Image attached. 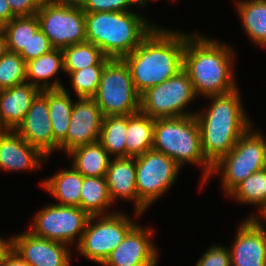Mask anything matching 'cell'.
Listing matches in <instances>:
<instances>
[{
  "label": "cell",
  "mask_w": 266,
  "mask_h": 266,
  "mask_svg": "<svg viewBox=\"0 0 266 266\" xmlns=\"http://www.w3.org/2000/svg\"><path fill=\"white\" fill-rule=\"evenodd\" d=\"M185 44L186 32L155 26L133 52L122 58L139 94L183 69Z\"/></svg>",
  "instance_id": "cell-1"
},
{
  "label": "cell",
  "mask_w": 266,
  "mask_h": 266,
  "mask_svg": "<svg viewBox=\"0 0 266 266\" xmlns=\"http://www.w3.org/2000/svg\"><path fill=\"white\" fill-rule=\"evenodd\" d=\"M233 47L202 34L186 33L183 69L197 96L228 94L238 88L233 69Z\"/></svg>",
  "instance_id": "cell-2"
},
{
  "label": "cell",
  "mask_w": 266,
  "mask_h": 266,
  "mask_svg": "<svg viewBox=\"0 0 266 266\" xmlns=\"http://www.w3.org/2000/svg\"><path fill=\"white\" fill-rule=\"evenodd\" d=\"M240 94L237 88L228 94L208 96L210 105L194 115L200 128L203 155L212 166L234 148L253 124Z\"/></svg>",
  "instance_id": "cell-3"
},
{
  "label": "cell",
  "mask_w": 266,
  "mask_h": 266,
  "mask_svg": "<svg viewBox=\"0 0 266 266\" xmlns=\"http://www.w3.org/2000/svg\"><path fill=\"white\" fill-rule=\"evenodd\" d=\"M155 26L134 11L85 12L86 41L111 59L133 52Z\"/></svg>",
  "instance_id": "cell-4"
},
{
  "label": "cell",
  "mask_w": 266,
  "mask_h": 266,
  "mask_svg": "<svg viewBox=\"0 0 266 266\" xmlns=\"http://www.w3.org/2000/svg\"><path fill=\"white\" fill-rule=\"evenodd\" d=\"M153 150L184 164L202 166L201 188L211 178L213 166L205 159L198 122L194 115L155 119Z\"/></svg>",
  "instance_id": "cell-5"
},
{
  "label": "cell",
  "mask_w": 266,
  "mask_h": 266,
  "mask_svg": "<svg viewBox=\"0 0 266 266\" xmlns=\"http://www.w3.org/2000/svg\"><path fill=\"white\" fill-rule=\"evenodd\" d=\"M253 125L242 134L234 148L213 165L211 177L221 172L225 195L252 173L266 167V138L253 129Z\"/></svg>",
  "instance_id": "cell-6"
},
{
  "label": "cell",
  "mask_w": 266,
  "mask_h": 266,
  "mask_svg": "<svg viewBox=\"0 0 266 266\" xmlns=\"http://www.w3.org/2000/svg\"><path fill=\"white\" fill-rule=\"evenodd\" d=\"M92 98L103 117L132 115L140 111V94L123 59H110L106 63L97 92Z\"/></svg>",
  "instance_id": "cell-7"
},
{
  "label": "cell",
  "mask_w": 266,
  "mask_h": 266,
  "mask_svg": "<svg viewBox=\"0 0 266 266\" xmlns=\"http://www.w3.org/2000/svg\"><path fill=\"white\" fill-rule=\"evenodd\" d=\"M36 16L41 31L55 49L86 41L85 12L79 3L45 0Z\"/></svg>",
  "instance_id": "cell-8"
},
{
  "label": "cell",
  "mask_w": 266,
  "mask_h": 266,
  "mask_svg": "<svg viewBox=\"0 0 266 266\" xmlns=\"http://www.w3.org/2000/svg\"><path fill=\"white\" fill-rule=\"evenodd\" d=\"M123 213L117 211L109 215L90 216L76 251L102 265L138 224Z\"/></svg>",
  "instance_id": "cell-9"
},
{
  "label": "cell",
  "mask_w": 266,
  "mask_h": 266,
  "mask_svg": "<svg viewBox=\"0 0 266 266\" xmlns=\"http://www.w3.org/2000/svg\"><path fill=\"white\" fill-rule=\"evenodd\" d=\"M197 97L187 72L182 69L168 80L140 94V111L153 119L195 115L185 110Z\"/></svg>",
  "instance_id": "cell-10"
},
{
  "label": "cell",
  "mask_w": 266,
  "mask_h": 266,
  "mask_svg": "<svg viewBox=\"0 0 266 266\" xmlns=\"http://www.w3.org/2000/svg\"><path fill=\"white\" fill-rule=\"evenodd\" d=\"M89 217L80 207L51 203L36 213L28 231L37 237L68 246L75 242L77 246Z\"/></svg>",
  "instance_id": "cell-11"
},
{
  "label": "cell",
  "mask_w": 266,
  "mask_h": 266,
  "mask_svg": "<svg viewBox=\"0 0 266 266\" xmlns=\"http://www.w3.org/2000/svg\"><path fill=\"white\" fill-rule=\"evenodd\" d=\"M135 163L137 197L149 208L172 188L181 167L173 159L153 149L136 156Z\"/></svg>",
  "instance_id": "cell-12"
},
{
  "label": "cell",
  "mask_w": 266,
  "mask_h": 266,
  "mask_svg": "<svg viewBox=\"0 0 266 266\" xmlns=\"http://www.w3.org/2000/svg\"><path fill=\"white\" fill-rule=\"evenodd\" d=\"M154 229L137 224L112 251L103 266H158L159 250L151 240Z\"/></svg>",
  "instance_id": "cell-13"
},
{
  "label": "cell",
  "mask_w": 266,
  "mask_h": 266,
  "mask_svg": "<svg viewBox=\"0 0 266 266\" xmlns=\"http://www.w3.org/2000/svg\"><path fill=\"white\" fill-rule=\"evenodd\" d=\"M102 119L101 110L93 98H77L66 139L59 145V151L67 154L77 147L98 142Z\"/></svg>",
  "instance_id": "cell-14"
},
{
  "label": "cell",
  "mask_w": 266,
  "mask_h": 266,
  "mask_svg": "<svg viewBox=\"0 0 266 266\" xmlns=\"http://www.w3.org/2000/svg\"><path fill=\"white\" fill-rule=\"evenodd\" d=\"M11 248L31 266H72L70 246L40 238L30 231L10 236Z\"/></svg>",
  "instance_id": "cell-15"
},
{
  "label": "cell",
  "mask_w": 266,
  "mask_h": 266,
  "mask_svg": "<svg viewBox=\"0 0 266 266\" xmlns=\"http://www.w3.org/2000/svg\"><path fill=\"white\" fill-rule=\"evenodd\" d=\"M15 131L48 158L54 153V135L49 117L47 89L41 90L33 99L30 109Z\"/></svg>",
  "instance_id": "cell-16"
},
{
  "label": "cell",
  "mask_w": 266,
  "mask_h": 266,
  "mask_svg": "<svg viewBox=\"0 0 266 266\" xmlns=\"http://www.w3.org/2000/svg\"><path fill=\"white\" fill-rule=\"evenodd\" d=\"M229 248L231 266H266V226L244 219Z\"/></svg>",
  "instance_id": "cell-17"
},
{
  "label": "cell",
  "mask_w": 266,
  "mask_h": 266,
  "mask_svg": "<svg viewBox=\"0 0 266 266\" xmlns=\"http://www.w3.org/2000/svg\"><path fill=\"white\" fill-rule=\"evenodd\" d=\"M48 159L15 130H0V171L37 170Z\"/></svg>",
  "instance_id": "cell-18"
},
{
  "label": "cell",
  "mask_w": 266,
  "mask_h": 266,
  "mask_svg": "<svg viewBox=\"0 0 266 266\" xmlns=\"http://www.w3.org/2000/svg\"><path fill=\"white\" fill-rule=\"evenodd\" d=\"M135 157L113 158L107 169L106 179L111 200L132 201L135 217L142 215L147 208L138 200L136 188ZM138 216V217H137Z\"/></svg>",
  "instance_id": "cell-19"
},
{
  "label": "cell",
  "mask_w": 266,
  "mask_h": 266,
  "mask_svg": "<svg viewBox=\"0 0 266 266\" xmlns=\"http://www.w3.org/2000/svg\"><path fill=\"white\" fill-rule=\"evenodd\" d=\"M40 91L29 82L3 89L0 98V130H15Z\"/></svg>",
  "instance_id": "cell-20"
},
{
  "label": "cell",
  "mask_w": 266,
  "mask_h": 266,
  "mask_svg": "<svg viewBox=\"0 0 266 266\" xmlns=\"http://www.w3.org/2000/svg\"><path fill=\"white\" fill-rule=\"evenodd\" d=\"M64 73L62 49H52L50 52L26 62V80L40 90L64 88L60 79L55 78L59 71Z\"/></svg>",
  "instance_id": "cell-21"
},
{
  "label": "cell",
  "mask_w": 266,
  "mask_h": 266,
  "mask_svg": "<svg viewBox=\"0 0 266 266\" xmlns=\"http://www.w3.org/2000/svg\"><path fill=\"white\" fill-rule=\"evenodd\" d=\"M83 176L73 167L59 170L41 182L45 191L55 197L58 205L80 207Z\"/></svg>",
  "instance_id": "cell-22"
},
{
  "label": "cell",
  "mask_w": 266,
  "mask_h": 266,
  "mask_svg": "<svg viewBox=\"0 0 266 266\" xmlns=\"http://www.w3.org/2000/svg\"><path fill=\"white\" fill-rule=\"evenodd\" d=\"M49 117L54 135V151L66 139L74 102L66 88L47 89Z\"/></svg>",
  "instance_id": "cell-23"
},
{
  "label": "cell",
  "mask_w": 266,
  "mask_h": 266,
  "mask_svg": "<svg viewBox=\"0 0 266 266\" xmlns=\"http://www.w3.org/2000/svg\"><path fill=\"white\" fill-rule=\"evenodd\" d=\"M67 155L73 159L72 167L86 177L106 176L112 159L99 142L77 147Z\"/></svg>",
  "instance_id": "cell-24"
},
{
  "label": "cell",
  "mask_w": 266,
  "mask_h": 266,
  "mask_svg": "<svg viewBox=\"0 0 266 266\" xmlns=\"http://www.w3.org/2000/svg\"><path fill=\"white\" fill-rule=\"evenodd\" d=\"M155 119L141 111L127 115L126 157H136L153 147Z\"/></svg>",
  "instance_id": "cell-25"
},
{
  "label": "cell",
  "mask_w": 266,
  "mask_h": 266,
  "mask_svg": "<svg viewBox=\"0 0 266 266\" xmlns=\"http://www.w3.org/2000/svg\"><path fill=\"white\" fill-rule=\"evenodd\" d=\"M236 10L248 38L266 48V0H236Z\"/></svg>",
  "instance_id": "cell-26"
},
{
  "label": "cell",
  "mask_w": 266,
  "mask_h": 266,
  "mask_svg": "<svg viewBox=\"0 0 266 266\" xmlns=\"http://www.w3.org/2000/svg\"><path fill=\"white\" fill-rule=\"evenodd\" d=\"M112 205L114 204L109 195L106 176H83L80 208L89 216H99L115 213L116 211L108 212V208L110 209Z\"/></svg>",
  "instance_id": "cell-27"
},
{
  "label": "cell",
  "mask_w": 266,
  "mask_h": 266,
  "mask_svg": "<svg viewBox=\"0 0 266 266\" xmlns=\"http://www.w3.org/2000/svg\"><path fill=\"white\" fill-rule=\"evenodd\" d=\"M127 115L105 116L102 119L99 143L112 158L126 157Z\"/></svg>",
  "instance_id": "cell-28"
},
{
  "label": "cell",
  "mask_w": 266,
  "mask_h": 266,
  "mask_svg": "<svg viewBox=\"0 0 266 266\" xmlns=\"http://www.w3.org/2000/svg\"><path fill=\"white\" fill-rule=\"evenodd\" d=\"M7 39L8 51L20 53L28 51L30 39L40 29L36 15L15 17L2 27Z\"/></svg>",
  "instance_id": "cell-29"
},
{
  "label": "cell",
  "mask_w": 266,
  "mask_h": 266,
  "mask_svg": "<svg viewBox=\"0 0 266 266\" xmlns=\"http://www.w3.org/2000/svg\"><path fill=\"white\" fill-rule=\"evenodd\" d=\"M227 196L241 204L257 206L260 210L266 204V167L252 173Z\"/></svg>",
  "instance_id": "cell-30"
},
{
  "label": "cell",
  "mask_w": 266,
  "mask_h": 266,
  "mask_svg": "<svg viewBox=\"0 0 266 266\" xmlns=\"http://www.w3.org/2000/svg\"><path fill=\"white\" fill-rule=\"evenodd\" d=\"M64 73L78 71L88 66L97 65L105 55L96 45L82 42L62 49Z\"/></svg>",
  "instance_id": "cell-31"
},
{
  "label": "cell",
  "mask_w": 266,
  "mask_h": 266,
  "mask_svg": "<svg viewBox=\"0 0 266 266\" xmlns=\"http://www.w3.org/2000/svg\"><path fill=\"white\" fill-rule=\"evenodd\" d=\"M109 57H104L97 65L88 66L87 68L70 72V80L77 98H92L100 84L102 71L106 63L110 60Z\"/></svg>",
  "instance_id": "cell-32"
},
{
  "label": "cell",
  "mask_w": 266,
  "mask_h": 266,
  "mask_svg": "<svg viewBox=\"0 0 266 266\" xmlns=\"http://www.w3.org/2000/svg\"><path fill=\"white\" fill-rule=\"evenodd\" d=\"M27 82L26 62L18 54L8 51L0 58V89L11 88Z\"/></svg>",
  "instance_id": "cell-33"
},
{
  "label": "cell",
  "mask_w": 266,
  "mask_h": 266,
  "mask_svg": "<svg viewBox=\"0 0 266 266\" xmlns=\"http://www.w3.org/2000/svg\"><path fill=\"white\" fill-rule=\"evenodd\" d=\"M84 12H128V7L136 5L144 8L143 0H81Z\"/></svg>",
  "instance_id": "cell-34"
},
{
  "label": "cell",
  "mask_w": 266,
  "mask_h": 266,
  "mask_svg": "<svg viewBox=\"0 0 266 266\" xmlns=\"http://www.w3.org/2000/svg\"><path fill=\"white\" fill-rule=\"evenodd\" d=\"M196 266H231L229 248L222 244L211 245L199 258Z\"/></svg>",
  "instance_id": "cell-35"
},
{
  "label": "cell",
  "mask_w": 266,
  "mask_h": 266,
  "mask_svg": "<svg viewBox=\"0 0 266 266\" xmlns=\"http://www.w3.org/2000/svg\"><path fill=\"white\" fill-rule=\"evenodd\" d=\"M54 49L47 38V36L39 29L34 33L30 42L28 43V51H21L19 55L28 62L34 58L46 54Z\"/></svg>",
  "instance_id": "cell-36"
},
{
  "label": "cell",
  "mask_w": 266,
  "mask_h": 266,
  "mask_svg": "<svg viewBox=\"0 0 266 266\" xmlns=\"http://www.w3.org/2000/svg\"><path fill=\"white\" fill-rule=\"evenodd\" d=\"M16 17L36 15L45 0H7Z\"/></svg>",
  "instance_id": "cell-37"
},
{
  "label": "cell",
  "mask_w": 266,
  "mask_h": 266,
  "mask_svg": "<svg viewBox=\"0 0 266 266\" xmlns=\"http://www.w3.org/2000/svg\"><path fill=\"white\" fill-rule=\"evenodd\" d=\"M0 266H31L23 260L12 248L0 259Z\"/></svg>",
  "instance_id": "cell-38"
},
{
  "label": "cell",
  "mask_w": 266,
  "mask_h": 266,
  "mask_svg": "<svg viewBox=\"0 0 266 266\" xmlns=\"http://www.w3.org/2000/svg\"><path fill=\"white\" fill-rule=\"evenodd\" d=\"M16 16L12 13L10 4L7 0H0V27L10 22Z\"/></svg>",
  "instance_id": "cell-39"
},
{
  "label": "cell",
  "mask_w": 266,
  "mask_h": 266,
  "mask_svg": "<svg viewBox=\"0 0 266 266\" xmlns=\"http://www.w3.org/2000/svg\"><path fill=\"white\" fill-rule=\"evenodd\" d=\"M258 213H256V215H254V213L251 214V216L248 215L247 218H252L259 226H263L264 225L263 223L264 222L266 223V204L259 210Z\"/></svg>",
  "instance_id": "cell-40"
},
{
  "label": "cell",
  "mask_w": 266,
  "mask_h": 266,
  "mask_svg": "<svg viewBox=\"0 0 266 266\" xmlns=\"http://www.w3.org/2000/svg\"><path fill=\"white\" fill-rule=\"evenodd\" d=\"M8 52L7 39L5 32L0 27V58Z\"/></svg>",
  "instance_id": "cell-41"
},
{
  "label": "cell",
  "mask_w": 266,
  "mask_h": 266,
  "mask_svg": "<svg viewBox=\"0 0 266 266\" xmlns=\"http://www.w3.org/2000/svg\"><path fill=\"white\" fill-rule=\"evenodd\" d=\"M11 248V239H4L3 237H0V259L3 257V255Z\"/></svg>",
  "instance_id": "cell-42"
},
{
  "label": "cell",
  "mask_w": 266,
  "mask_h": 266,
  "mask_svg": "<svg viewBox=\"0 0 266 266\" xmlns=\"http://www.w3.org/2000/svg\"><path fill=\"white\" fill-rule=\"evenodd\" d=\"M64 2H71V3H80L81 0H59Z\"/></svg>",
  "instance_id": "cell-43"
},
{
  "label": "cell",
  "mask_w": 266,
  "mask_h": 266,
  "mask_svg": "<svg viewBox=\"0 0 266 266\" xmlns=\"http://www.w3.org/2000/svg\"><path fill=\"white\" fill-rule=\"evenodd\" d=\"M149 1H151V0H143V5L145 6L147 4V2H149ZM174 1H176V0H174ZM171 2H172V0H171Z\"/></svg>",
  "instance_id": "cell-44"
}]
</instances>
